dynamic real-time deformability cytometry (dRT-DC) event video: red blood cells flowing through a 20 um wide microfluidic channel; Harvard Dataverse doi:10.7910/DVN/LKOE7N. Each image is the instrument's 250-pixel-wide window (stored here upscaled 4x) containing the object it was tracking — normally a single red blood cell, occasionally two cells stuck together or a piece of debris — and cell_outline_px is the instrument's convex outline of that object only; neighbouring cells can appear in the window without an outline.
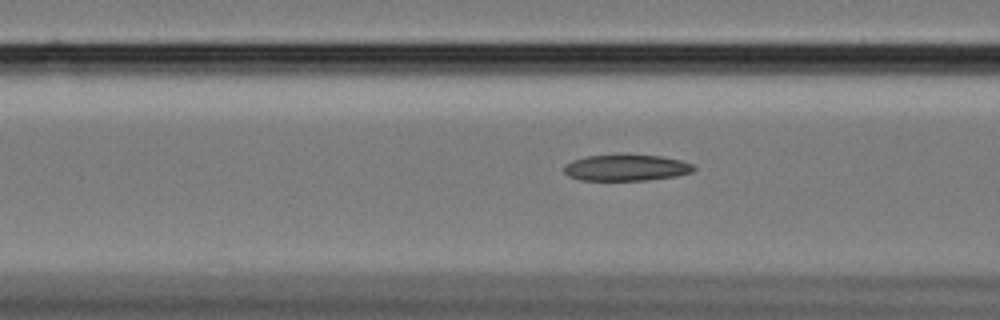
{"species": "Egyptian fruit bat (a non-hibernating species)", "species_latin": "Rousettus aegyptiacus", "temperature_condition": "cold", "stored_images_in_passage": 47, "camera_frame_rate_fps": 3000, "um_per_image_px": 0.085, "animal": {"sex": "female"}, "frame": {"image": 1, "passage_image": 13, "time_ms": 4.0, "image_size_px": [1000, 320], "cell_outline_px": [[696, 168], [692, 172], [676, 176], [648, 180], [580, 180], [568, 176], [564, 172], [564, 164], [572, 160], [588, 156], [624, 152], [660, 156], [680, 160], [692, 164]], "centroid_in_image_um": [53.21, 14.22], "position_along_channel_um": 113.4, "area_um2": 20.52}}
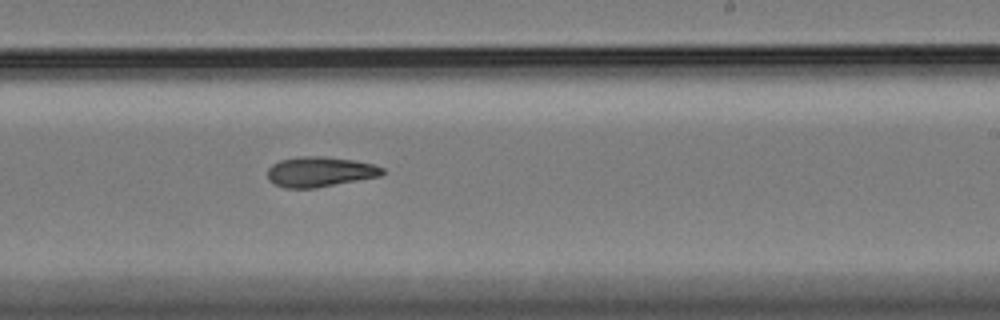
{"frame": {"image": 2, "passage_image": 26, "time_ms": 8.333, "image_size_px": [1000, 320], "cell_outline_px": [[384, 172], [380, 176], [316, 188], [284, 188], [268, 180], [268, 168], [272, 164], [280, 160], [300, 156], [328, 156], [352, 160], [372, 164], [384, 168]], "centroid_in_image_um": [27.17, 14.6], "position_along_channel_um": 261.8, "area_um2": 20.17}}
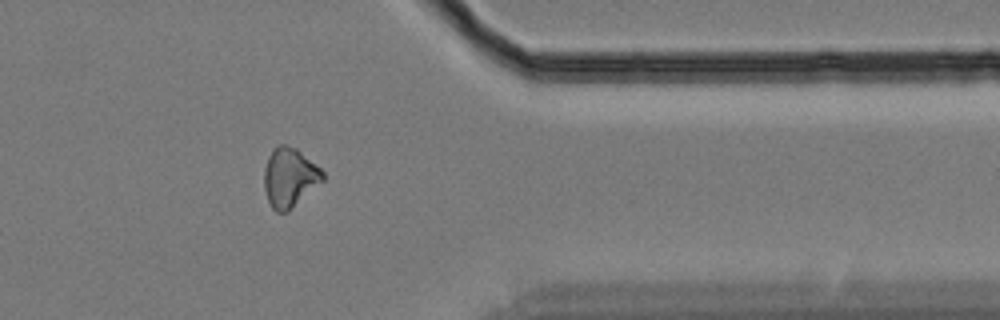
{"frame": {"image": 3, "passage_image": 38, "time_ms": 12.333, "image_size_px": [1000, 320], "cell_outline_px": [[324, 180], [288, 212], [276, 212], [272, 208], [268, 200], [264, 188], [264, 168], [268, 156], [276, 144], [284, 144], [296, 148], [320, 168], [324, 172]], "centroid_in_image_um": [24.6, 15.08], "position_along_channel_um": 386.8, "area_um2": 20.29}}